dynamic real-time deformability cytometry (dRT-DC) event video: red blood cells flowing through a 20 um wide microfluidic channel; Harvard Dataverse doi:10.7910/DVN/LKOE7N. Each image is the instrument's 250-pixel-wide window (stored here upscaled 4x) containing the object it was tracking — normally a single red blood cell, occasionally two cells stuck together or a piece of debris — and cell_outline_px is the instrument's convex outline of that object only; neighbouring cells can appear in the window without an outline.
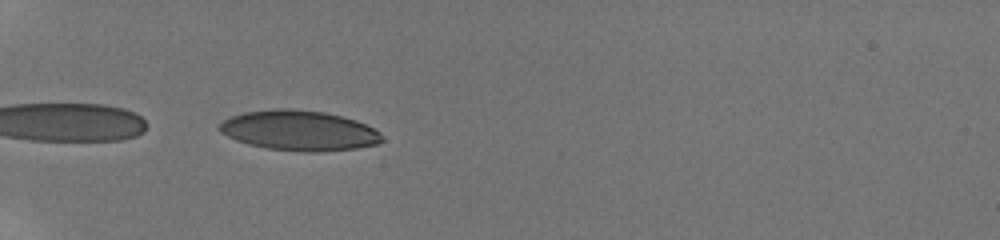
{"species": "human", "species_latin": "Homo sapiens", "temperature_condition": "room temperature", "stored_images_in_passage": 34, "camera_frame_rate_fps": 3000, "um_per_image_px": 0.085, "donor": {"sex": "male"}, "frame": {"image": 1, "passage_image": 1, "time_ms": 0.0, "image_size_px": [1000, 240], "cell_outline_px": [[384, 140], [380, 144], [356, 148], [316, 152], [304, 152], [268, 148], [248, 144], [236, 140], [220, 132], [216, 128], [224, 120], [232, 116], [244, 112], [276, 108], [292, 108], [324, 112], [344, 116], [356, 120], [380, 132]], "centroid_in_image_um": [25.44, 11.09], "position_along_channel_um": 59.6, "area_um2": 38.15}}
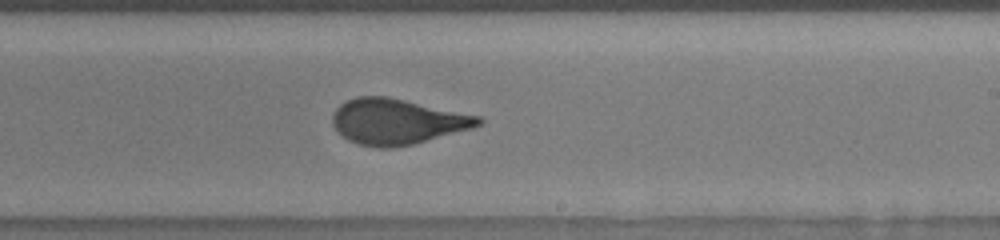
{"frame": {"image": 2, "passage_image": 18, "time_ms": 5.667, "image_size_px": [1000, 240], "cell_outline_px": [[484, 120], [480, 124], [472, 128], [412, 144], [392, 148], [376, 148], [360, 144], [348, 140], [336, 128], [332, 120], [332, 116], [336, 108], [340, 104], [356, 96], [388, 96], [484, 116]], "centroid_in_image_um": [33.79, 10.31], "position_along_channel_um": 255.2, "area_um2": 38.78}}
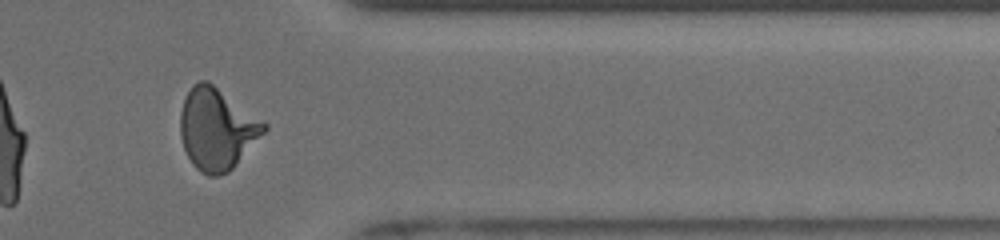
{"frame": {"image": 3, "passage_image": 29, "time_ms": 9.333, "image_size_px": [1000, 240], "cell_outline_px": [[268, 128], [236, 164], [228, 172], [220, 176], [208, 176], [200, 172], [192, 164], [184, 148], [180, 136], [180, 112], [184, 100], [192, 84], [200, 80], [208, 80], [268, 124]], "centroid_in_image_um": [18.42, 10.96], "position_along_channel_um": 393.0, "area_um2": 39.71}, "authors_computed_cell_mechanics": {"area_um2": 38.2925, "velocity_mm_per_s": 3.8894, "shape_relaxation_time_tau1_ms": 3.6863, "shape_relaxation_time_tau2_ms": null, "deformation_change_tau1": 0.1715, "deformation_change_tau2": null}}